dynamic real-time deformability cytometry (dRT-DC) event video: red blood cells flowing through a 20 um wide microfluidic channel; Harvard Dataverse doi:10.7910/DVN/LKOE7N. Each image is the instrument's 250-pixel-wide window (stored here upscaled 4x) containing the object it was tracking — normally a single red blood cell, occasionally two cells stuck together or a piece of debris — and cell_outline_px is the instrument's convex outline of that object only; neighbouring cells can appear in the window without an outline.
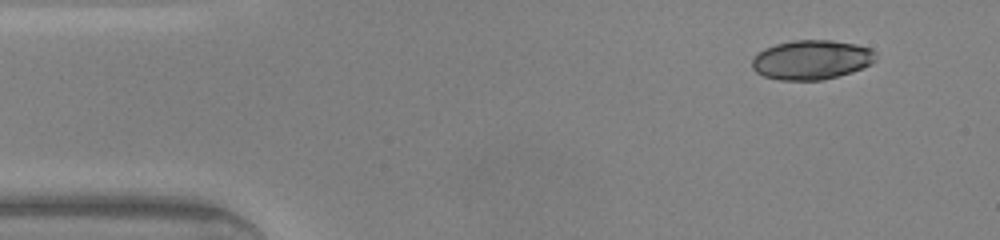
{"species": "common noctule bat (a hibernating species)", "species_latin": "Nyctalus noctula", "temperature_condition": "warm", "stored_images_in_passage": 43, "camera_frame_rate_fps": 3000, "um_per_image_px": 0.085, "animal": {"sex": "male", "body_mass_g": 20.0, "forearm_length_mm": 53.3}, "frame": {"image": 1, "passage_image": 1, "time_ms": 0.0, "image_size_px": [1000, 240], "cell_outline_px": [[876, 60], [872, 64], [852, 72], [824, 80], [780, 80], [764, 76], [756, 72], [752, 68], [752, 60], [764, 48], [776, 44], [792, 40], [832, 40], [856, 44], [868, 48], [876, 52]], "centroid_in_image_um": [69.0, 5.08], "position_along_channel_um": 16.0, "area_um2": 28.5}}